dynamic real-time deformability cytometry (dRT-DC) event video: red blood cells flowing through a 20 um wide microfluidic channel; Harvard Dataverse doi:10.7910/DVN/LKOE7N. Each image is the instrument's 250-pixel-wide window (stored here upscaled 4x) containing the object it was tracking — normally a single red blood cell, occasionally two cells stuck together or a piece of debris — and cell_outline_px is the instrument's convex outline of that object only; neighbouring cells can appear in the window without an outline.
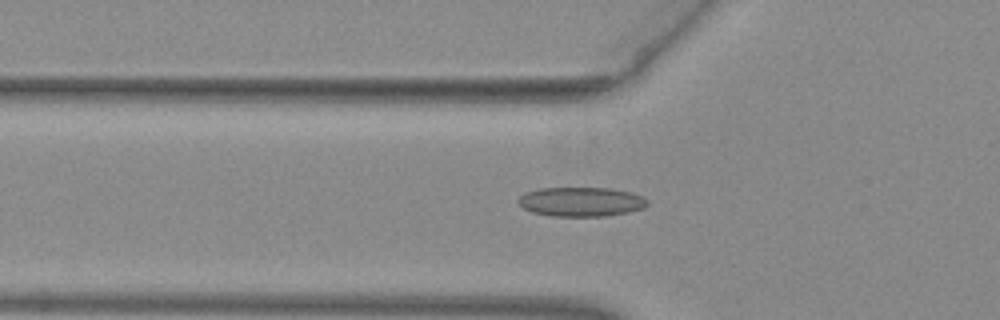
{"species": "common noctule bat (a hibernating species)", "species_latin": "Nyctalus noctula", "temperature_condition": "warm", "stored_images_in_passage": 53, "camera_frame_rate_fps": 3000, "um_per_image_px": 0.085, "animal": {"sex": "female", "body_mass_g": 29.2, "forearm_length_mm": 56.3}, "frame": {"image": 1, "passage_image": 20, "time_ms": 6.333, "image_size_px": [1000, 320], "cell_outline_px": [[648, 204], [644, 208], [628, 212], [604, 216], [552, 216], [532, 212], [524, 208], [516, 200], [524, 192], [540, 188], [612, 188], [632, 192], [644, 196], [648, 200]], "centroid_in_image_um": [49.41, 17.14], "position_along_channel_um": 76.4, "area_um2": 22.25}}
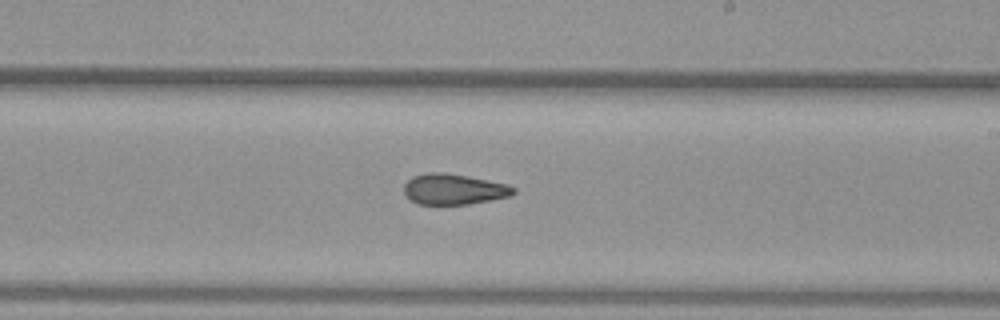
{"frame": {"image": 2, "passage_image": 33, "time_ms": 10.667, "image_size_px": [1000, 320], "cell_outline_px": [[516, 192], [512, 196], [492, 200], [468, 204], [416, 204], [404, 192], [404, 184], [412, 176], [428, 172], [444, 172], [508, 184], [516, 188]], "centroid_in_image_um": [38.6, 16.08], "position_along_channel_um": 250.4, "area_um2": 19.59}}
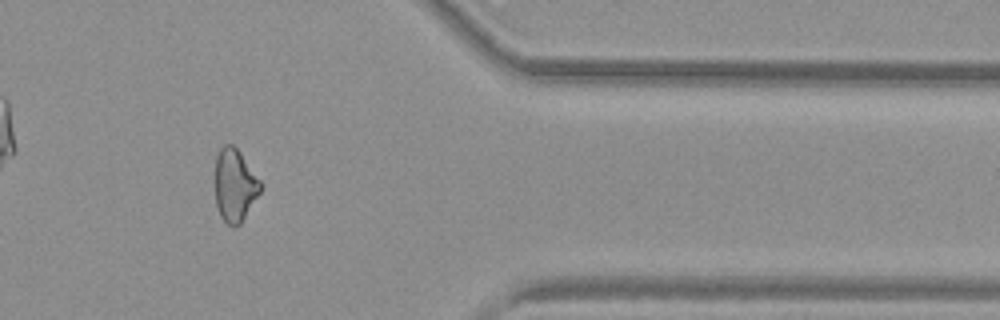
{"frame": {"image": 3, "passage_image": 45, "time_ms": 14.667, "image_size_px": [1000, 320], "cell_outline_px": [[264, 184], [260, 192], [240, 224], [236, 228], [232, 228], [220, 216], [216, 204], [216, 156], [220, 148], [224, 144], [232, 144], [240, 152]], "centroid_in_image_um": [19.98, 15.75], "position_along_channel_um": 391.4, "area_um2": 19.31}}